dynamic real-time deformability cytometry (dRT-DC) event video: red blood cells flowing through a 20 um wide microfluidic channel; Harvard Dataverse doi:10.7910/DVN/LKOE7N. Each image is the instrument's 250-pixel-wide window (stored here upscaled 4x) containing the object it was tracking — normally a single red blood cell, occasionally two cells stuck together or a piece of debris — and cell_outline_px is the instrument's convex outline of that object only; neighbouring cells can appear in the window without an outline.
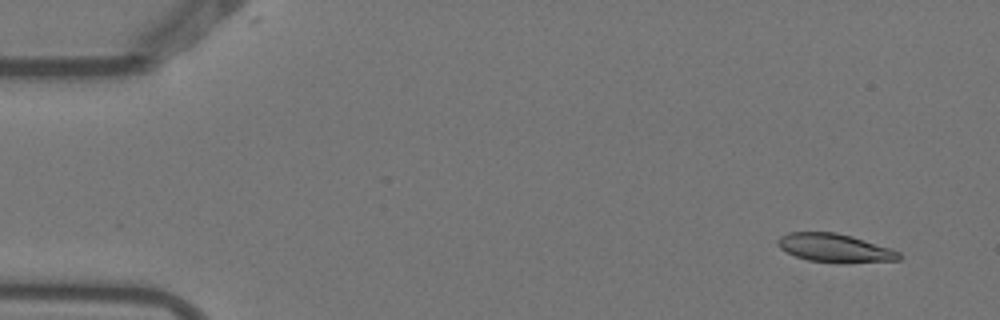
{"species": "Egyptian fruit bat (a non-hibernating species)", "species_latin": "Rousettus aegyptiacus", "temperature_condition": "warm", "stored_images_in_passage": 6, "camera_frame_rate_fps": 3000, "um_per_image_px": 0.085, "animal": {"sex": "female"}, "frame": {"image": 1, "passage_image": 1, "time_ms": 0.0, "image_size_px": [1000, 320], "cell_outline_px": [[900, 260], [808, 260], [796, 256], [780, 248], [776, 244], [776, 240], [780, 236], [788, 232], [836, 232], [852, 236], [892, 248], [900, 252]], "centroid_in_image_um": [70.89, 21.01], "position_along_channel_um": 14.1, "area_um2": 19.13}}
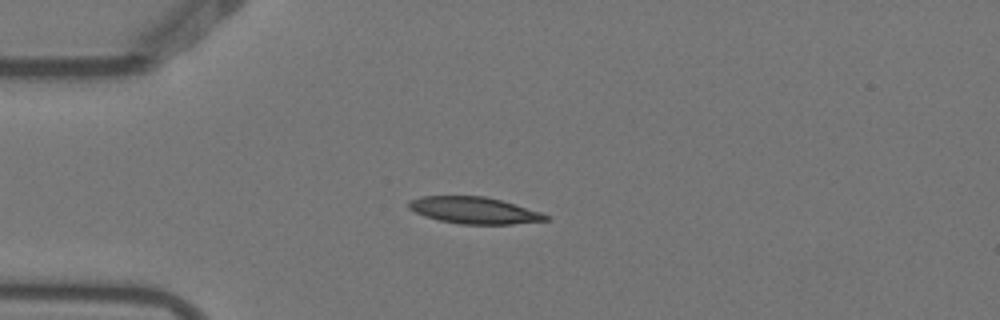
{"frame": {"image": 2, "passage_image": 4, "time_ms": 1.0, "image_size_px": [1000, 320], "cell_outline_px": [[552, 216], [548, 220], [512, 224], [460, 224], [440, 220], [424, 216], [408, 208], [408, 200], [420, 196], [484, 196], [500, 200], [540, 212]], "centroid_in_image_um": [40.28, 17.88], "position_along_channel_um": 44.7, "area_um2": 21.21}}
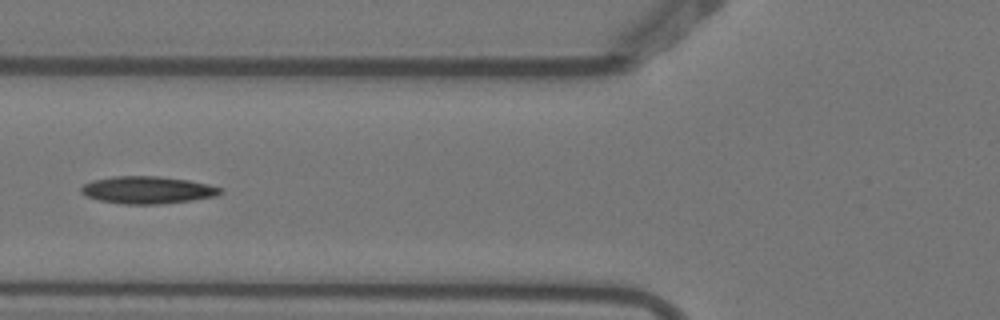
{"frame": {"image": 3, "passage_image": 6, "time_ms": 1.667, "image_size_px": [1000, 320], "cell_outline_px": [[224, 192], [216, 196], [192, 200], [160, 204], [124, 204], [100, 200], [88, 196], [80, 192], [80, 188], [84, 184], [92, 180], [112, 176], [160, 176], [188, 180], [208, 184], [224, 188]], "centroid_in_image_um": [12.57, 16.14], "position_along_channel_um": 113.2, "area_um2": 22.25}}